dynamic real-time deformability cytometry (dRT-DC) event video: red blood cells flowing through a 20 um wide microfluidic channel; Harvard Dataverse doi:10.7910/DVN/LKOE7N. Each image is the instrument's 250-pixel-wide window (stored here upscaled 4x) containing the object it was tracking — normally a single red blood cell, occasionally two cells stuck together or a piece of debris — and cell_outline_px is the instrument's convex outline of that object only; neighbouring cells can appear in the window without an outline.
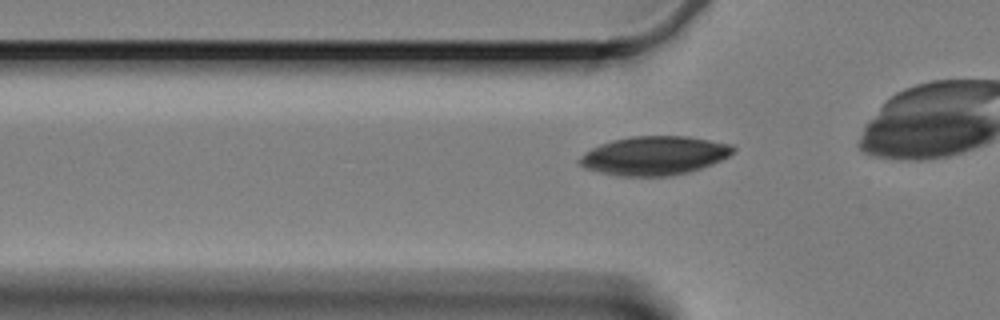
{"species": "Egyptian fruit bat (a non-hibernating species)", "species_latin": "Rousettus aegyptiacus", "temperature_condition": "cold", "stored_images_in_passage": 21, "camera_frame_rate_fps": 3000, "um_per_image_px": 0.085, "animal": {"sex": "female"}, "frame": {"image": 1, "passage_image": 8, "time_ms": 2.333, "image_size_px": [1000, 320], "cell_outline_px": [[736, 148], [728, 156], [712, 164], [688, 172], [668, 176], [616, 176], [600, 172], [588, 168], [580, 164], [580, 160], [592, 148], [600, 144], [612, 140], [632, 136], [688, 136], [732, 144]], "centroid_in_image_um": [55.66, 13.22], "position_along_channel_um": 70.1, "area_um2": 34.33}}
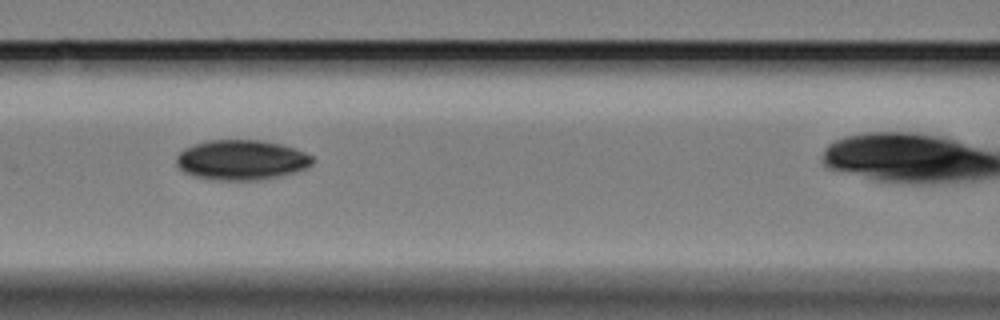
{"frame": {"image": 2, "passage_image": 15, "time_ms": 4.667, "image_size_px": [1000, 320], "cell_outline_px": [[312, 164], [296, 172], [264, 180], [212, 180], [196, 176], [184, 172], [176, 164], [176, 156], [184, 148], [204, 140], [260, 140], [280, 144], [296, 148], [312, 156]], "centroid_in_image_um": [20.5, 13.59], "position_along_channel_um": 146.1, "area_um2": 31.91}}
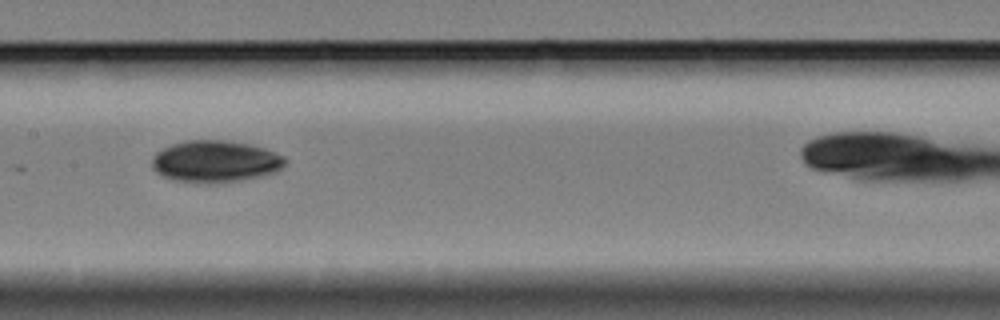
{"frame": {"image": 3, "passage_image": 19, "time_ms": 6.0, "image_size_px": [1000, 320], "cell_outline_px": [[284, 164], [276, 172], [260, 176], [240, 180], [216, 184], [196, 184], [172, 180], [160, 176], [152, 168], [152, 156], [156, 152], [172, 144], [184, 140], [228, 140], [252, 144], [264, 148], [284, 156]], "centroid_in_image_um": [18.25, 13.74], "position_along_channel_um": 189.2, "area_um2": 33.0}}